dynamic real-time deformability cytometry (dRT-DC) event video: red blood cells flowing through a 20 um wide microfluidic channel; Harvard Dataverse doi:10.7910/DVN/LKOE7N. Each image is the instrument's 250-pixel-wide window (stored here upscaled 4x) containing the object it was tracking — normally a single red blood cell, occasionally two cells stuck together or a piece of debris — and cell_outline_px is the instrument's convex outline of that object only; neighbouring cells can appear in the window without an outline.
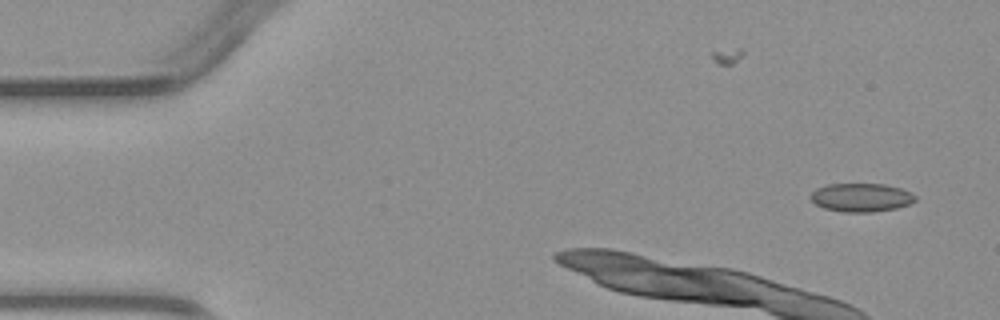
{"species": "common noctule bat (a hibernating species)", "species_latin": "Nyctalus noctula", "temperature_condition": "warm", "stored_images_in_passage": 7, "camera_frame_rate_fps": 3000, "um_per_image_px": 0.085, "animal": {"sex": "male", "body_mass_g": 23.1, "forearm_length_mm": 52.7}, "frame": {"image": 1, "passage_image": 1, "time_ms": 0.0, "image_size_px": [1000, 320], "cell_outline_px": [[916, 200], [908, 204], [896, 208], [872, 212], [844, 212], [824, 208], [816, 204], [808, 196], [816, 188], [828, 184], [884, 184], [900, 188], [912, 192], [916, 196]], "centroid_in_image_um": [73.19, 16.78], "position_along_channel_um": 11.8, "area_um2": 17.4}}
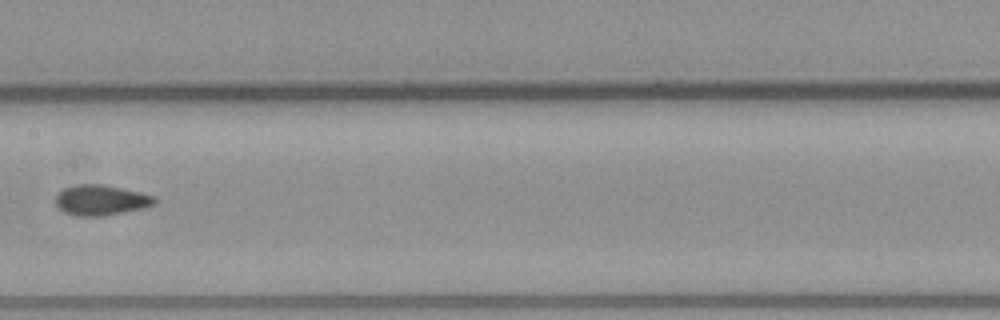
{"frame": {"image": 2, "passage_image": 7, "time_ms": 7.0, "image_size_px": [1000, 320], "cell_outline_px": [[156, 204], [144, 208], [100, 216], [76, 216], [64, 212], [56, 204], [56, 196], [64, 188], [76, 184], [100, 184], [140, 192], [156, 196]], "centroid_in_image_um": [8.6, 17.01], "position_along_channel_um": 198.8, "area_um2": 17.4}}